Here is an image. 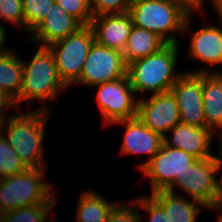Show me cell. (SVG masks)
<instances>
[{
    "label": "cell",
    "instance_id": "4fadbf2b",
    "mask_svg": "<svg viewBox=\"0 0 222 222\" xmlns=\"http://www.w3.org/2000/svg\"><path fill=\"white\" fill-rule=\"evenodd\" d=\"M169 132H172V138L170 140L168 136H164L163 141L166 146L181 149L196 159L216 157L211 151L214 135H216L212 129L179 122Z\"/></svg>",
    "mask_w": 222,
    "mask_h": 222
},
{
    "label": "cell",
    "instance_id": "e575fe53",
    "mask_svg": "<svg viewBox=\"0 0 222 222\" xmlns=\"http://www.w3.org/2000/svg\"><path fill=\"white\" fill-rule=\"evenodd\" d=\"M211 4L212 8L214 9V12L218 14V20L220 21L219 25L222 26V0H212Z\"/></svg>",
    "mask_w": 222,
    "mask_h": 222
},
{
    "label": "cell",
    "instance_id": "6da1fadb",
    "mask_svg": "<svg viewBox=\"0 0 222 222\" xmlns=\"http://www.w3.org/2000/svg\"><path fill=\"white\" fill-rule=\"evenodd\" d=\"M50 112L48 107L5 116L0 132L28 168H44L43 139Z\"/></svg>",
    "mask_w": 222,
    "mask_h": 222
},
{
    "label": "cell",
    "instance_id": "603a6c76",
    "mask_svg": "<svg viewBox=\"0 0 222 222\" xmlns=\"http://www.w3.org/2000/svg\"><path fill=\"white\" fill-rule=\"evenodd\" d=\"M57 203H39L0 213V222H46Z\"/></svg>",
    "mask_w": 222,
    "mask_h": 222
},
{
    "label": "cell",
    "instance_id": "4316f807",
    "mask_svg": "<svg viewBox=\"0 0 222 222\" xmlns=\"http://www.w3.org/2000/svg\"><path fill=\"white\" fill-rule=\"evenodd\" d=\"M0 19L25 29L22 0H0Z\"/></svg>",
    "mask_w": 222,
    "mask_h": 222
},
{
    "label": "cell",
    "instance_id": "4dcf8cb0",
    "mask_svg": "<svg viewBox=\"0 0 222 222\" xmlns=\"http://www.w3.org/2000/svg\"><path fill=\"white\" fill-rule=\"evenodd\" d=\"M174 3L182 7L189 15H194L193 13L198 12L206 13L204 10V0H172ZM212 0H208L211 4Z\"/></svg>",
    "mask_w": 222,
    "mask_h": 222
},
{
    "label": "cell",
    "instance_id": "2e32d148",
    "mask_svg": "<svg viewBox=\"0 0 222 222\" xmlns=\"http://www.w3.org/2000/svg\"><path fill=\"white\" fill-rule=\"evenodd\" d=\"M89 26L96 43L123 52L133 23L131 15L127 12L93 17Z\"/></svg>",
    "mask_w": 222,
    "mask_h": 222
},
{
    "label": "cell",
    "instance_id": "836d02e7",
    "mask_svg": "<svg viewBox=\"0 0 222 222\" xmlns=\"http://www.w3.org/2000/svg\"><path fill=\"white\" fill-rule=\"evenodd\" d=\"M6 37H7L6 29L3 26V24L0 23V55L5 54L8 51H10L9 49L4 48L5 47L4 44H5L6 39H7Z\"/></svg>",
    "mask_w": 222,
    "mask_h": 222
},
{
    "label": "cell",
    "instance_id": "83f0119b",
    "mask_svg": "<svg viewBox=\"0 0 222 222\" xmlns=\"http://www.w3.org/2000/svg\"><path fill=\"white\" fill-rule=\"evenodd\" d=\"M133 0H92L90 10L93 17L104 14L127 13Z\"/></svg>",
    "mask_w": 222,
    "mask_h": 222
},
{
    "label": "cell",
    "instance_id": "44dd1931",
    "mask_svg": "<svg viewBox=\"0 0 222 222\" xmlns=\"http://www.w3.org/2000/svg\"><path fill=\"white\" fill-rule=\"evenodd\" d=\"M98 192H81L78 199L75 222H107L110 212L119 202H109Z\"/></svg>",
    "mask_w": 222,
    "mask_h": 222
},
{
    "label": "cell",
    "instance_id": "30bf717a",
    "mask_svg": "<svg viewBox=\"0 0 222 222\" xmlns=\"http://www.w3.org/2000/svg\"><path fill=\"white\" fill-rule=\"evenodd\" d=\"M216 157L195 159L188 165L185 179L175 188L186 193L191 199L201 202L206 208L217 209Z\"/></svg>",
    "mask_w": 222,
    "mask_h": 222
},
{
    "label": "cell",
    "instance_id": "ba28073f",
    "mask_svg": "<svg viewBox=\"0 0 222 222\" xmlns=\"http://www.w3.org/2000/svg\"><path fill=\"white\" fill-rule=\"evenodd\" d=\"M99 88L96 101L101 112L103 125L137 117L138 100L134 97L128 75L114 81L93 86Z\"/></svg>",
    "mask_w": 222,
    "mask_h": 222
},
{
    "label": "cell",
    "instance_id": "7402d4cb",
    "mask_svg": "<svg viewBox=\"0 0 222 222\" xmlns=\"http://www.w3.org/2000/svg\"><path fill=\"white\" fill-rule=\"evenodd\" d=\"M23 79V62L11 50L0 55V90L15 102L19 96Z\"/></svg>",
    "mask_w": 222,
    "mask_h": 222
},
{
    "label": "cell",
    "instance_id": "9a60e30c",
    "mask_svg": "<svg viewBox=\"0 0 222 222\" xmlns=\"http://www.w3.org/2000/svg\"><path fill=\"white\" fill-rule=\"evenodd\" d=\"M82 25L70 14L65 12L56 2L50 8L46 17L28 35L37 47H48L52 43L75 33Z\"/></svg>",
    "mask_w": 222,
    "mask_h": 222
},
{
    "label": "cell",
    "instance_id": "3957f363",
    "mask_svg": "<svg viewBox=\"0 0 222 222\" xmlns=\"http://www.w3.org/2000/svg\"><path fill=\"white\" fill-rule=\"evenodd\" d=\"M128 13L134 26L156 33L168 44H179L176 33H188L193 18L172 0H133Z\"/></svg>",
    "mask_w": 222,
    "mask_h": 222
},
{
    "label": "cell",
    "instance_id": "8fae6325",
    "mask_svg": "<svg viewBox=\"0 0 222 222\" xmlns=\"http://www.w3.org/2000/svg\"><path fill=\"white\" fill-rule=\"evenodd\" d=\"M137 117L153 132L168 136V132L180 122L175 95L170 90L151 95L149 99L139 97Z\"/></svg>",
    "mask_w": 222,
    "mask_h": 222
},
{
    "label": "cell",
    "instance_id": "52a82bcc",
    "mask_svg": "<svg viewBox=\"0 0 222 222\" xmlns=\"http://www.w3.org/2000/svg\"><path fill=\"white\" fill-rule=\"evenodd\" d=\"M196 158L164 143L154 157L140 170L150 179L151 193L159 190L172 191L185 179V174Z\"/></svg>",
    "mask_w": 222,
    "mask_h": 222
},
{
    "label": "cell",
    "instance_id": "5b68a950",
    "mask_svg": "<svg viewBox=\"0 0 222 222\" xmlns=\"http://www.w3.org/2000/svg\"><path fill=\"white\" fill-rule=\"evenodd\" d=\"M23 79L19 98L14 102L17 109L22 101L56 100L67 86L61 80L53 53L48 47L37 49L30 62L23 61Z\"/></svg>",
    "mask_w": 222,
    "mask_h": 222
},
{
    "label": "cell",
    "instance_id": "d6a6232c",
    "mask_svg": "<svg viewBox=\"0 0 222 222\" xmlns=\"http://www.w3.org/2000/svg\"><path fill=\"white\" fill-rule=\"evenodd\" d=\"M12 107H16L15 103L8 97L7 94L0 90V120L5 117L3 115V111Z\"/></svg>",
    "mask_w": 222,
    "mask_h": 222
},
{
    "label": "cell",
    "instance_id": "f35d334b",
    "mask_svg": "<svg viewBox=\"0 0 222 222\" xmlns=\"http://www.w3.org/2000/svg\"><path fill=\"white\" fill-rule=\"evenodd\" d=\"M85 1L90 5L92 0H85Z\"/></svg>",
    "mask_w": 222,
    "mask_h": 222
},
{
    "label": "cell",
    "instance_id": "5bb4252c",
    "mask_svg": "<svg viewBox=\"0 0 222 222\" xmlns=\"http://www.w3.org/2000/svg\"><path fill=\"white\" fill-rule=\"evenodd\" d=\"M114 124H121L126 128L120 154H147L148 160L139 166L140 170L154 157L164 143V137L150 130L138 117Z\"/></svg>",
    "mask_w": 222,
    "mask_h": 222
},
{
    "label": "cell",
    "instance_id": "d590c367",
    "mask_svg": "<svg viewBox=\"0 0 222 222\" xmlns=\"http://www.w3.org/2000/svg\"><path fill=\"white\" fill-rule=\"evenodd\" d=\"M215 211L218 212L219 216H218V222H222V209H215Z\"/></svg>",
    "mask_w": 222,
    "mask_h": 222
},
{
    "label": "cell",
    "instance_id": "ac0fdd59",
    "mask_svg": "<svg viewBox=\"0 0 222 222\" xmlns=\"http://www.w3.org/2000/svg\"><path fill=\"white\" fill-rule=\"evenodd\" d=\"M192 34L189 56L207 66L222 65V26H203Z\"/></svg>",
    "mask_w": 222,
    "mask_h": 222
},
{
    "label": "cell",
    "instance_id": "cb8c5ba5",
    "mask_svg": "<svg viewBox=\"0 0 222 222\" xmlns=\"http://www.w3.org/2000/svg\"><path fill=\"white\" fill-rule=\"evenodd\" d=\"M28 167L0 132V178L24 172Z\"/></svg>",
    "mask_w": 222,
    "mask_h": 222
},
{
    "label": "cell",
    "instance_id": "d4e9b609",
    "mask_svg": "<svg viewBox=\"0 0 222 222\" xmlns=\"http://www.w3.org/2000/svg\"><path fill=\"white\" fill-rule=\"evenodd\" d=\"M25 30L29 34L39 25L50 11L55 0H22Z\"/></svg>",
    "mask_w": 222,
    "mask_h": 222
},
{
    "label": "cell",
    "instance_id": "7a4b0ae2",
    "mask_svg": "<svg viewBox=\"0 0 222 222\" xmlns=\"http://www.w3.org/2000/svg\"><path fill=\"white\" fill-rule=\"evenodd\" d=\"M179 44H167L160 51L128 64L127 75L135 94L152 95L170 91L182 74L176 73Z\"/></svg>",
    "mask_w": 222,
    "mask_h": 222
},
{
    "label": "cell",
    "instance_id": "484cf974",
    "mask_svg": "<svg viewBox=\"0 0 222 222\" xmlns=\"http://www.w3.org/2000/svg\"><path fill=\"white\" fill-rule=\"evenodd\" d=\"M55 2L82 26L90 25L93 16L90 5L85 0H55Z\"/></svg>",
    "mask_w": 222,
    "mask_h": 222
},
{
    "label": "cell",
    "instance_id": "8992f818",
    "mask_svg": "<svg viewBox=\"0 0 222 222\" xmlns=\"http://www.w3.org/2000/svg\"><path fill=\"white\" fill-rule=\"evenodd\" d=\"M94 34L89 25L48 46L54 55L58 74L69 87L79 80Z\"/></svg>",
    "mask_w": 222,
    "mask_h": 222
},
{
    "label": "cell",
    "instance_id": "f546056e",
    "mask_svg": "<svg viewBox=\"0 0 222 222\" xmlns=\"http://www.w3.org/2000/svg\"><path fill=\"white\" fill-rule=\"evenodd\" d=\"M136 205L141 209L148 212V219L150 222H171L166 217L164 209L150 196L142 195L139 198H135Z\"/></svg>",
    "mask_w": 222,
    "mask_h": 222
},
{
    "label": "cell",
    "instance_id": "e0dca14e",
    "mask_svg": "<svg viewBox=\"0 0 222 222\" xmlns=\"http://www.w3.org/2000/svg\"><path fill=\"white\" fill-rule=\"evenodd\" d=\"M205 67L194 71V73L202 71L205 127L219 134L222 130V70L213 71L212 68Z\"/></svg>",
    "mask_w": 222,
    "mask_h": 222
},
{
    "label": "cell",
    "instance_id": "74e56055",
    "mask_svg": "<svg viewBox=\"0 0 222 222\" xmlns=\"http://www.w3.org/2000/svg\"><path fill=\"white\" fill-rule=\"evenodd\" d=\"M55 212H53V214L51 213V216L46 220V222H58L57 219H53L52 216H54Z\"/></svg>",
    "mask_w": 222,
    "mask_h": 222
},
{
    "label": "cell",
    "instance_id": "ffe728a7",
    "mask_svg": "<svg viewBox=\"0 0 222 222\" xmlns=\"http://www.w3.org/2000/svg\"><path fill=\"white\" fill-rule=\"evenodd\" d=\"M167 44L168 43L156 33L133 25L122 53L128 65L137 59L160 51Z\"/></svg>",
    "mask_w": 222,
    "mask_h": 222
},
{
    "label": "cell",
    "instance_id": "1f68e13d",
    "mask_svg": "<svg viewBox=\"0 0 222 222\" xmlns=\"http://www.w3.org/2000/svg\"><path fill=\"white\" fill-rule=\"evenodd\" d=\"M216 154V170L221 172L220 179L217 178V209H222V149H218Z\"/></svg>",
    "mask_w": 222,
    "mask_h": 222
},
{
    "label": "cell",
    "instance_id": "277c9868",
    "mask_svg": "<svg viewBox=\"0 0 222 222\" xmlns=\"http://www.w3.org/2000/svg\"><path fill=\"white\" fill-rule=\"evenodd\" d=\"M45 168L0 178V213L39 203H57L52 184L46 182Z\"/></svg>",
    "mask_w": 222,
    "mask_h": 222
},
{
    "label": "cell",
    "instance_id": "9c48e42d",
    "mask_svg": "<svg viewBox=\"0 0 222 222\" xmlns=\"http://www.w3.org/2000/svg\"><path fill=\"white\" fill-rule=\"evenodd\" d=\"M127 68L122 52L94 41L84 62L80 78L75 84L87 85L91 88L114 81L127 76Z\"/></svg>",
    "mask_w": 222,
    "mask_h": 222
},
{
    "label": "cell",
    "instance_id": "f1b7e54d",
    "mask_svg": "<svg viewBox=\"0 0 222 222\" xmlns=\"http://www.w3.org/2000/svg\"><path fill=\"white\" fill-rule=\"evenodd\" d=\"M130 203L134 205L133 208L126 206L124 203H118L110 212L107 222H142L143 218L141 212L138 211V205L134 200ZM135 206H137V209H135Z\"/></svg>",
    "mask_w": 222,
    "mask_h": 222
},
{
    "label": "cell",
    "instance_id": "d6986e66",
    "mask_svg": "<svg viewBox=\"0 0 222 222\" xmlns=\"http://www.w3.org/2000/svg\"><path fill=\"white\" fill-rule=\"evenodd\" d=\"M150 196L164 209L171 222H197L202 208L206 207L197 200H187L175 190H159Z\"/></svg>",
    "mask_w": 222,
    "mask_h": 222
},
{
    "label": "cell",
    "instance_id": "8d00e7d4",
    "mask_svg": "<svg viewBox=\"0 0 222 222\" xmlns=\"http://www.w3.org/2000/svg\"><path fill=\"white\" fill-rule=\"evenodd\" d=\"M220 134L219 135V148L218 149H222V130L219 132Z\"/></svg>",
    "mask_w": 222,
    "mask_h": 222
},
{
    "label": "cell",
    "instance_id": "7c38bea8",
    "mask_svg": "<svg viewBox=\"0 0 222 222\" xmlns=\"http://www.w3.org/2000/svg\"><path fill=\"white\" fill-rule=\"evenodd\" d=\"M171 91L177 100L180 122L197 127L205 126L202 71H183Z\"/></svg>",
    "mask_w": 222,
    "mask_h": 222
}]
</instances>
